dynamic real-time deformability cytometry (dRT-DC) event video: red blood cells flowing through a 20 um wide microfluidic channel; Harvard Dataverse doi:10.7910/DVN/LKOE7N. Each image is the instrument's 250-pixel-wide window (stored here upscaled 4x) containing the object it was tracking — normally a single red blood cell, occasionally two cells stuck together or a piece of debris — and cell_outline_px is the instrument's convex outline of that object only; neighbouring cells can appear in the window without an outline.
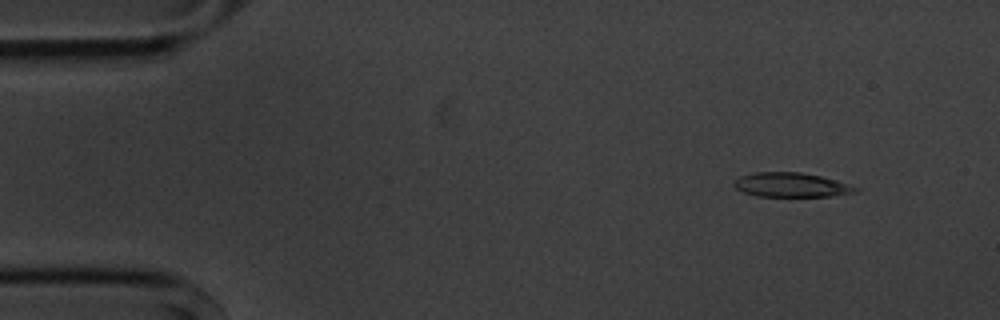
{"species": "common noctule bat (a hibernating species)", "species_latin": "Nyctalus noctula", "temperature_condition": "cold", "stored_images_in_passage": 4, "camera_frame_rate_fps": 3000, "um_per_image_px": 0.085, "animal": {"sex": "male", "body_mass_g": 20.1, "forearm_length_mm": 53.5}, "frame": {"image": 1, "passage_image": 2, "time_ms": 1.0, "image_size_px": [1000, 320], "cell_outline_px": [[860, 188], [856, 192], [828, 196], [756, 196], [744, 192], [736, 188], [732, 184], [740, 176], [756, 172], [800, 172], [820, 176], [836, 180]], "centroid_in_image_um": [67.24, 15.71], "position_along_channel_um": 17.8, "area_um2": 17.05}}